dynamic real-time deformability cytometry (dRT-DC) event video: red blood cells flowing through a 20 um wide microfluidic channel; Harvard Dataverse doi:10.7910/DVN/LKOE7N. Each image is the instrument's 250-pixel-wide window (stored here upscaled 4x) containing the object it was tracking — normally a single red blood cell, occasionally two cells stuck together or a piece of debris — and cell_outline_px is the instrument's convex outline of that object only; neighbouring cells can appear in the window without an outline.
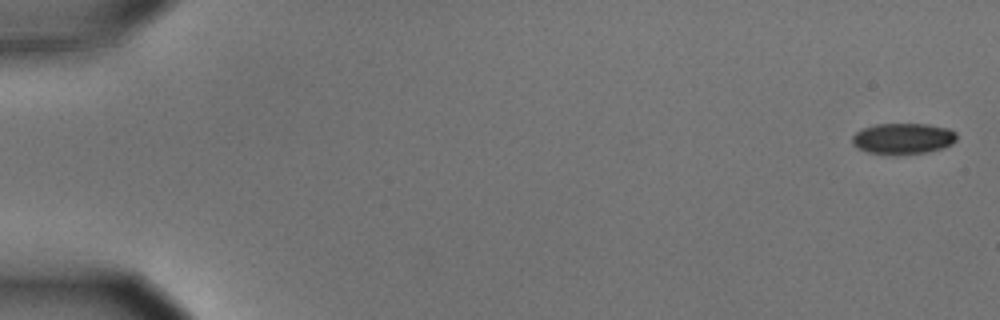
{"species": "common noctule bat (a hibernating species)", "species_latin": "Nyctalus noctula", "temperature_condition": "cold", "stored_images_in_passage": 57, "camera_frame_rate_fps": 3000, "um_per_image_px": 0.085, "animal": {"sex": "male", "body_mass_g": 15.6}, "frame": {"image": 1, "passage_image": 1, "time_ms": 0.0, "image_size_px": [1000, 320], "cell_outline_px": [[956, 140], [952, 144], [944, 148], [924, 152], [868, 152], [856, 148], [852, 144], [852, 136], [856, 132], [864, 128], [876, 124], [928, 124], [948, 128], [956, 132]], "centroid_in_image_um": [76.77, 11.74], "position_along_channel_um": 8.2, "area_um2": 18.32}}
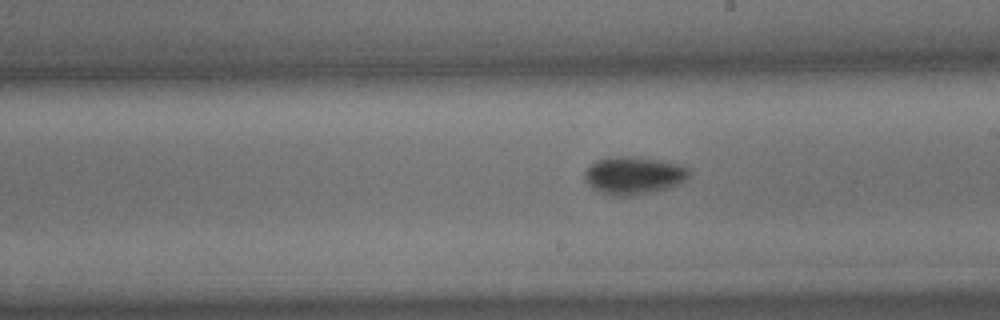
{"frame": {"image": 2, "passage_image": 33, "time_ms": 10.667, "image_size_px": [1000, 320], "cell_outline_px": [[692, 172], [680, 184], [668, 188], [632, 196], [612, 196], [600, 192], [592, 188], [584, 180], [584, 172], [596, 160], [608, 156], [628, 156], [656, 160], [680, 164], [688, 168]], "centroid_in_image_um": [53.84, 14.92], "position_along_channel_um": 235.2, "area_um2": 23.06}}
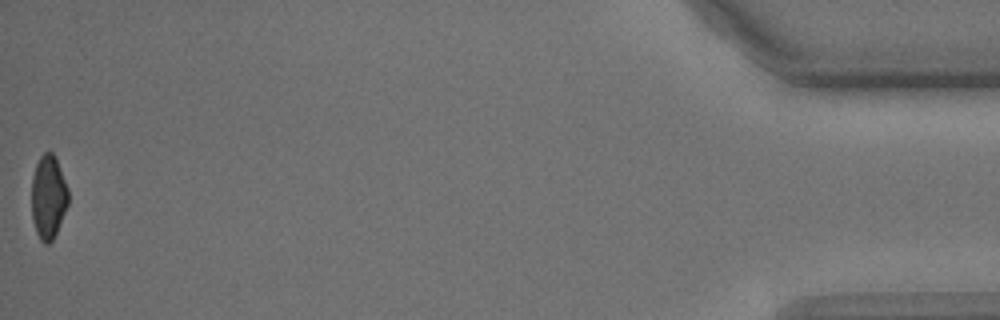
{"frame": {"image": 3, "passage_image": 57, "time_ms": 18.667, "image_size_px": [1000, 320], "cell_outline_px": [[68, 204], [56, 232], [52, 240], [48, 244], [44, 244], [40, 240], [36, 232], [32, 220], [32, 176], [36, 164], [40, 156], [44, 152], [52, 152], [56, 156], [68, 188]], "centroid_in_image_um": [4.1, 16.72], "position_along_channel_um": 431.1, "area_um2": 17.98}, "authors_computed_cell_mechanics": {"area_um2": 20.2878, "velocity_mm_per_s": 3.5558, "shape_relaxation_time_tau1_ms": 2.1693, "shape_relaxation_time_tau2_ms": null, "deformation_change_tau1": 0.0957, "deformation_change_tau2": null}}